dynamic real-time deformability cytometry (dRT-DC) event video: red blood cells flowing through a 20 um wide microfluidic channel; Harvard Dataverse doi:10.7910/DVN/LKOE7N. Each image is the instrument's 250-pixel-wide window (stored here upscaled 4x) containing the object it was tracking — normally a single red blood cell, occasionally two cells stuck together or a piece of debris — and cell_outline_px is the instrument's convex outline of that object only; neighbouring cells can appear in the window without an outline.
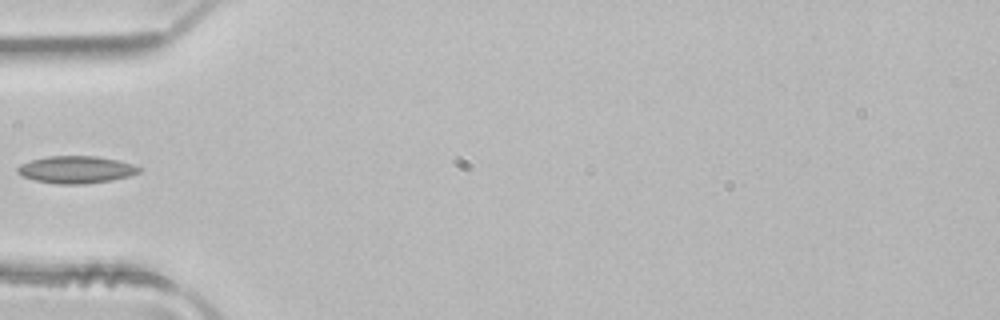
{"species": "common noctule bat (a hibernating species)", "species_latin": "Nyctalus noctula", "temperature_condition": "room temperature", "stored_images_in_passage": 4, "camera_frame_rate_fps": 3000, "um_per_image_px": 0.085, "animal": {"sex": "male", "body_mass_g": 21.5, "forearm_length_mm": 52.0}, "frame": {"image": 1, "passage_image": 4, "time_ms": 1.0, "image_size_px": [1000, 320], "cell_outline_px": [[144, 168], [140, 172], [128, 176], [112, 180], [84, 184], [56, 184], [36, 180], [24, 176], [16, 172], [16, 168], [20, 164], [32, 160], [48, 156], [96, 156], [116, 160], [132, 164]], "centroid_in_image_um": [6.48, 14.42], "position_along_channel_um": 78.5, "area_um2": 19.25}}